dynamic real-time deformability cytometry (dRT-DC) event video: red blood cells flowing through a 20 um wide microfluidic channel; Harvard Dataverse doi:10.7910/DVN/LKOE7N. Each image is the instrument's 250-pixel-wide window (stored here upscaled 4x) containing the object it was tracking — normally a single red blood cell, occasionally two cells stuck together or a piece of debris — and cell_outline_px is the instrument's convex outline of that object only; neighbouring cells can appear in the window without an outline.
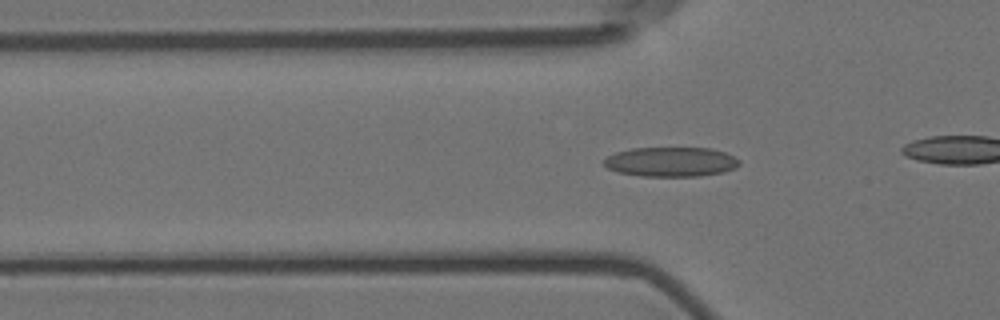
{"species": "Egyptian fruit bat (a non-hibernating species)", "species_latin": "Rousettus aegyptiacus", "temperature_condition": "room temperature", "stored_images_in_passage": 38, "camera_frame_rate_fps": 3000, "um_per_image_px": 0.085, "animal": {"sex": "female"}, "frame": {"image": 1, "passage_image": 11, "time_ms": 3.333, "image_size_px": [1000, 320], "cell_outline_px": [[740, 164], [736, 168], [724, 172], [700, 176], [640, 176], [616, 172], [608, 168], [604, 164], [604, 160], [608, 156], [616, 152], [632, 148], [712, 148], [724, 152], [740, 160]], "centroid_in_image_um": [57.04, 13.76], "position_along_channel_um": 68.8, "area_um2": 23.41}}
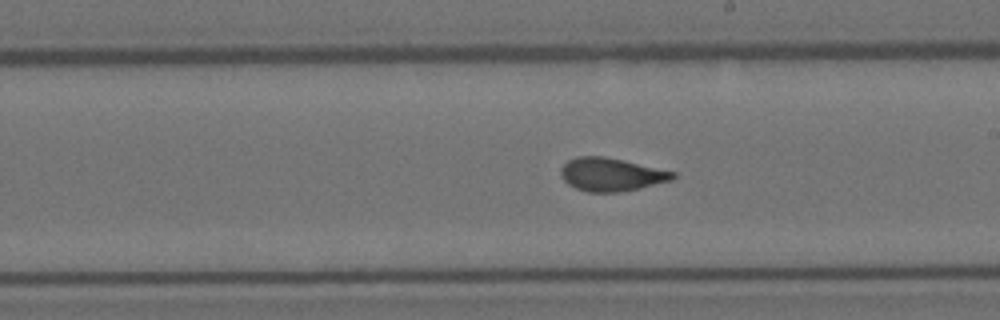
{"frame": {"image": 2, "passage_image": 25, "time_ms": 8.0, "image_size_px": [1000, 320], "cell_outline_px": [[676, 176], [672, 180], [640, 188], [620, 192], [588, 192], [576, 188], [568, 184], [560, 176], [560, 168], [568, 160], [576, 156], [604, 156], [676, 172]], "centroid_in_image_um": [51.93, 14.83], "position_along_channel_um": 237.1, "area_um2": 21.68}}
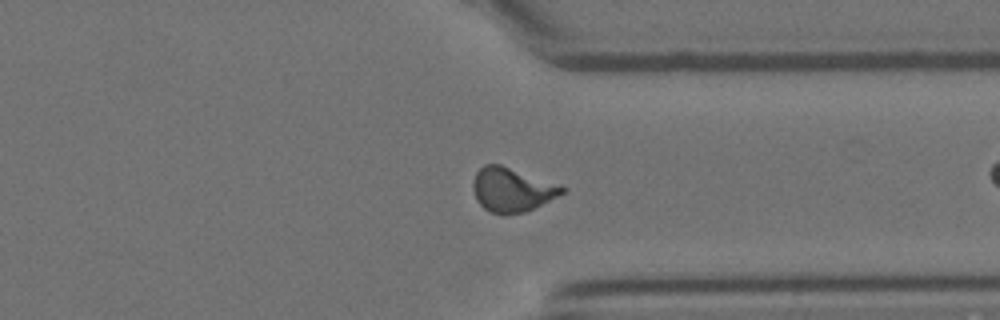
{"frame": {"image": 3, "passage_image": 36, "time_ms": 11.667, "image_size_px": [1000, 320], "cell_outline_px": [[568, 188], [564, 192], [524, 212], [492, 212], [484, 208], [476, 200], [472, 188], [472, 184], [476, 172], [484, 164], [500, 164]], "centroid_in_image_um": [43.46, 16.09], "position_along_channel_um": 367.9, "area_um2": 22.14}}